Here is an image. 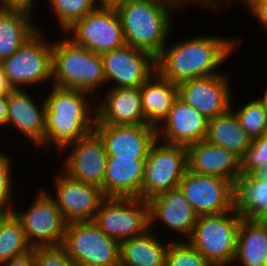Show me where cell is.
Returning <instances> with one entry per match:
<instances>
[{"label":"cell","mask_w":267,"mask_h":266,"mask_svg":"<svg viewBox=\"0 0 267 266\" xmlns=\"http://www.w3.org/2000/svg\"><path fill=\"white\" fill-rule=\"evenodd\" d=\"M222 36H193L171 45H165L156 57V71L172 83L215 75L218 69L241 43V40ZM234 50V51H233ZM220 70V71H219Z\"/></svg>","instance_id":"cell-1"},{"label":"cell","mask_w":267,"mask_h":266,"mask_svg":"<svg viewBox=\"0 0 267 266\" xmlns=\"http://www.w3.org/2000/svg\"><path fill=\"white\" fill-rule=\"evenodd\" d=\"M189 4V0H126L119 4L115 9L125 43L156 58L169 42L167 39L173 28L171 16L175 13L171 11L182 10Z\"/></svg>","instance_id":"cell-2"},{"label":"cell","mask_w":267,"mask_h":266,"mask_svg":"<svg viewBox=\"0 0 267 266\" xmlns=\"http://www.w3.org/2000/svg\"><path fill=\"white\" fill-rule=\"evenodd\" d=\"M51 87V91L44 96L46 103L44 141L36 149L49 150L50 147H55L60 151L68 143L94 130L96 104L91 103L90 94L87 92Z\"/></svg>","instance_id":"cell-3"},{"label":"cell","mask_w":267,"mask_h":266,"mask_svg":"<svg viewBox=\"0 0 267 266\" xmlns=\"http://www.w3.org/2000/svg\"><path fill=\"white\" fill-rule=\"evenodd\" d=\"M64 37L53 41L52 86L95 95L106 85L101 54L76 45L66 35Z\"/></svg>","instance_id":"cell-4"},{"label":"cell","mask_w":267,"mask_h":266,"mask_svg":"<svg viewBox=\"0 0 267 266\" xmlns=\"http://www.w3.org/2000/svg\"><path fill=\"white\" fill-rule=\"evenodd\" d=\"M242 218L236 208L219 214L198 216L187 241L212 266H233Z\"/></svg>","instance_id":"cell-5"},{"label":"cell","mask_w":267,"mask_h":266,"mask_svg":"<svg viewBox=\"0 0 267 266\" xmlns=\"http://www.w3.org/2000/svg\"><path fill=\"white\" fill-rule=\"evenodd\" d=\"M61 246L78 266H120V242L94 221L66 223Z\"/></svg>","instance_id":"cell-6"},{"label":"cell","mask_w":267,"mask_h":266,"mask_svg":"<svg viewBox=\"0 0 267 266\" xmlns=\"http://www.w3.org/2000/svg\"><path fill=\"white\" fill-rule=\"evenodd\" d=\"M40 30L39 28L16 52L1 62L12 89H26L30 85L37 87L46 81L49 84L52 82L53 41L42 38L43 32Z\"/></svg>","instance_id":"cell-7"},{"label":"cell","mask_w":267,"mask_h":266,"mask_svg":"<svg viewBox=\"0 0 267 266\" xmlns=\"http://www.w3.org/2000/svg\"><path fill=\"white\" fill-rule=\"evenodd\" d=\"M188 170L187 147L156 140L144 164L141 199L177 188Z\"/></svg>","instance_id":"cell-8"},{"label":"cell","mask_w":267,"mask_h":266,"mask_svg":"<svg viewBox=\"0 0 267 266\" xmlns=\"http://www.w3.org/2000/svg\"><path fill=\"white\" fill-rule=\"evenodd\" d=\"M94 222L110 238L119 242L149 230L147 200L131 197H105Z\"/></svg>","instance_id":"cell-9"},{"label":"cell","mask_w":267,"mask_h":266,"mask_svg":"<svg viewBox=\"0 0 267 266\" xmlns=\"http://www.w3.org/2000/svg\"><path fill=\"white\" fill-rule=\"evenodd\" d=\"M63 33L76 45L98 54L121 48L126 44L115 7L99 6Z\"/></svg>","instance_id":"cell-10"},{"label":"cell","mask_w":267,"mask_h":266,"mask_svg":"<svg viewBox=\"0 0 267 266\" xmlns=\"http://www.w3.org/2000/svg\"><path fill=\"white\" fill-rule=\"evenodd\" d=\"M26 210H12L21 221L28 243L35 247L61 246L66 222L49 191L40 188Z\"/></svg>","instance_id":"cell-11"},{"label":"cell","mask_w":267,"mask_h":266,"mask_svg":"<svg viewBox=\"0 0 267 266\" xmlns=\"http://www.w3.org/2000/svg\"><path fill=\"white\" fill-rule=\"evenodd\" d=\"M68 148H71L68 149ZM70 150L62 164L63 173L73 180L98 186L103 192L107 153L100 135L91 131L86 136L65 145L58 153Z\"/></svg>","instance_id":"cell-12"},{"label":"cell","mask_w":267,"mask_h":266,"mask_svg":"<svg viewBox=\"0 0 267 266\" xmlns=\"http://www.w3.org/2000/svg\"><path fill=\"white\" fill-rule=\"evenodd\" d=\"M101 59L109 88H140L156 72V58L151 53L127 44L102 53Z\"/></svg>","instance_id":"cell-13"},{"label":"cell","mask_w":267,"mask_h":266,"mask_svg":"<svg viewBox=\"0 0 267 266\" xmlns=\"http://www.w3.org/2000/svg\"><path fill=\"white\" fill-rule=\"evenodd\" d=\"M178 187L198 216L235 208V185L230 180L187 170Z\"/></svg>","instance_id":"cell-14"},{"label":"cell","mask_w":267,"mask_h":266,"mask_svg":"<svg viewBox=\"0 0 267 266\" xmlns=\"http://www.w3.org/2000/svg\"><path fill=\"white\" fill-rule=\"evenodd\" d=\"M227 72L188 79L177 84L178 97L208 120L225 114L233 99Z\"/></svg>","instance_id":"cell-15"},{"label":"cell","mask_w":267,"mask_h":266,"mask_svg":"<svg viewBox=\"0 0 267 266\" xmlns=\"http://www.w3.org/2000/svg\"><path fill=\"white\" fill-rule=\"evenodd\" d=\"M53 181L55 194L49 195L55 200L66 223L94 221L105 198L101 188L73 180L63 172L57 173Z\"/></svg>","instance_id":"cell-16"},{"label":"cell","mask_w":267,"mask_h":266,"mask_svg":"<svg viewBox=\"0 0 267 266\" xmlns=\"http://www.w3.org/2000/svg\"><path fill=\"white\" fill-rule=\"evenodd\" d=\"M94 130L105 144L108 156L146 159L157 140V128L143 125H108L95 121Z\"/></svg>","instance_id":"cell-17"},{"label":"cell","mask_w":267,"mask_h":266,"mask_svg":"<svg viewBox=\"0 0 267 266\" xmlns=\"http://www.w3.org/2000/svg\"><path fill=\"white\" fill-rule=\"evenodd\" d=\"M207 127L208 119L177 97L168 116L157 127V139L187 147L204 140Z\"/></svg>","instance_id":"cell-18"},{"label":"cell","mask_w":267,"mask_h":266,"mask_svg":"<svg viewBox=\"0 0 267 266\" xmlns=\"http://www.w3.org/2000/svg\"><path fill=\"white\" fill-rule=\"evenodd\" d=\"M25 89H12L8 93V111L5 127H14L26 137L36 149L45 136L46 103L35 102L37 96L27 94ZM32 97V98H31Z\"/></svg>","instance_id":"cell-19"},{"label":"cell","mask_w":267,"mask_h":266,"mask_svg":"<svg viewBox=\"0 0 267 266\" xmlns=\"http://www.w3.org/2000/svg\"><path fill=\"white\" fill-rule=\"evenodd\" d=\"M147 202L149 230H154V222L161 221V224L167 226V231L169 228L186 236L181 240H187L191 236L198 215L179 187L158 194Z\"/></svg>","instance_id":"cell-20"},{"label":"cell","mask_w":267,"mask_h":266,"mask_svg":"<svg viewBox=\"0 0 267 266\" xmlns=\"http://www.w3.org/2000/svg\"><path fill=\"white\" fill-rule=\"evenodd\" d=\"M188 170L230 180L234 185L242 177L241 158L234 152L201 140L187 146Z\"/></svg>","instance_id":"cell-21"},{"label":"cell","mask_w":267,"mask_h":266,"mask_svg":"<svg viewBox=\"0 0 267 266\" xmlns=\"http://www.w3.org/2000/svg\"><path fill=\"white\" fill-rule=\"evenodd\" d=\"M106 89L104 98L95 102L98 122L108 125L145 124L139 88Z\"/></svg>","instance_id":"cell-22"},{"label":"cell","mask_w":267,"mask_h":266,"mask_svg":"<svg viewBox=\"0 0 267 266\" xmlns=\"http://www.w3.org/2000/svg\"><path fill=\"white\" fill-rule=\"evenodd\" d=\"M145 160L107 156L104 196L141 198Z\"/></svg>","instance_id":"cell-23"},{"label":"cell","mask_w":267,"mask_h":266,"mask_svg":"<svg viewBox=\"0 0 267 266\" xmlns=\"http://www.w3.org/2000/svg\"><path fill=\"white\" fill-rule=\"evenodd\" d=\"M34 13L25 8L0 7V63L39 30L32 23Z\"/></svg>","instance_id":"cell-24"},{"label":"cell","mask_w":267,"mask_h":266,"mask_svg":"<svg viewBox=\"0 0 267 266\" xmlns=\"http://www.w3.org/2000/svg\"><path fill=\"white\" fill-rule=\"evenodd\" d=\"M145 124L156 128L168 116L174 100L178 97L177 84L154 72L139 88Z\"/></svg>","instance_id":"cell-25"},{"label":"cell","mask_w":267,"mask_h":266,"mask_svg":"<svg viewBox=\"0 0 267 266\" xmlns=\"http://www.w3.org/2000/svg\"><path fill=\"white\" fill-rule=\"evenodd\" d=\"M267 262V221L242 218L238 227L233 264L265 266Z\"/></svg>","instance_id":"cell-26"},{"label":"cell","mask_w":267,"mask_h":266,"mask_svg":"<svg viewBox=\"0 0 267 266\" xmlns=\"http://www.w3.org/2000/svg\"><path fill=\"white\" fill-rule=\"evenodd\" d=\"M162 240L148 230L143 235L120 242V266H165L169 242Z\"/></svg>","instance_id":"cell-27"},{"label":"cell","mask_w":267,"mask_h":266,"mask_svg":"<svg viewBox=\"0 0 267 266\" xmlns=\"http://www.w3.org/2000/svg\"><path fill=\"white\" fill-rule=\"evenodd\" d=\"M235 208L247 219H267V176H242L235 184Z\"/></svg>","instance_id":"cell-28"},{"label":"cell","mask_w":267,"mask_h":266,"mask_svg":"<svg viewBox=\"0 0 267 266\" xmlns=\"http://www.w3.org/2000/svg\"><path fill=\"white\" fill-rule=\"evenodd\" d=\"M205 140L234 152L240 158L245 155L252 143L231 109L208 120Z\"/></svg>","instance_id":"cell-29"},{"label":"cell","mask_w":267,"mask_h":266,"mask_svg":"<svg viewBox=\"0 0 267 266\" xmlns=\"http://www.w3.org/2000/svg\"><path fill=\"white\" fill-rule=\"evenodd\" d=\"M31 249L21 221L13 212H9L0 221V265Z\"/></svg>","instance_id":"cell-30"},{"label":"cell","mask_w":267,"mask_h":266,"mask_svg":"<svg viewBox=\"0 0 267 266\" xmlns=\"http://www.w3.org/2000/svg\"><path fill=\"white\" fill-rule=\"evenodd\" d=\"M233 104L235 103L231 100L230 109L237 116L241 127L251 140L261 137L267 132V111L257 98L244 104L237 111Z\"/></svg>","instance_id":"cell-31"},{"label":"cell","mask_w":267,"mask_h":266,"mask_svg":"<svg viewBox=\"0 0 267 266\" xmlns=\"http://www.w3.org/2000/svg\"><path fill=\"white\" fill-rule=\"evenodd\" d=\"M59 25L65 32L77 20L99 7L97 0H48Z\"/></svg>","instance_id":"cell-32"},{"label":"cell","mask_w":267,"mask_h":266,"mask_svg":"<svg viewBox=\"0 0 267 266\" xmlns=\"http://www.w3.org/2000/svg\"><path fill=\"white\" fill-rule=\"evenodd\" d=\"M169 239L165 266H212L187 240Z\"/></svg>","instance_id":"cell-33"},{"label":"cell","mask_w":267,"mask_h":266,"mask_svg":"<svg viewBox=\"0 0 267 266\" xmlns=\"http://www.w3.org/2000/svg\"><path fill=\"white\" fill-rule=\"evenodd\" d=\"M242 176L254 173L263 175L267 171V132L252 139L251 146L241 158Z\"/></svg>","instance_id":"cell-34"},{"label":"cell","mask_w":267,"mask_h":266,"mask_svg":"<svg viewBox=\"0 0 267 266\" xmlns=\"http://www.w3.org/2000/svg\"><path fill=\"white\" fill-rule=\"evenodd\" d=\"M8 153H4L0 150V209L12 212L16 206L13 205L15 195V187H13V171H12V157ZM13 193V194H12Z\"/></svg>","instance_id":"cell-35"},{"label":"cell","mask_w":267,"mask_h":266,"mask_svg":"<svg viewBox=\"0 0 267 266\" xmlns=\"http://www.w3.org/2000/svg\"><path fill=\"white\" fill-rule=\"evenodd\" d=\"M35 266H78L62 246L35 247Z\"/></svg>","instance_id":"cell-36"},{"label":"cell","mask_w":267,"mask_h":266,"mask_svg":"<svg viewBox=\"0 0 267 266\" xmlns=\"http://www.w3.org/2000/svg\"><path fill=\"white\" fill-rule=\"evenodd\" d=\"M244 2L247 12H250L252 16H255L258 24L267 30V0H240Z\"/></svg>","instance_id":"cell-37"},{"label":"cell","mask_w":267,"mask_h":266,"mask_svg":"<svg viewBox=\"0 0 267 266\" xmlns=\"http://www.w3.org/2000/svg\"><path fill=\"white\" fill-rule=\"evenodd\" d=\"M0 266H35V248L5 261Z\"/></svg>","instance_id":"cell-38"},{"label":"cell","mask_w":267,"mask_h":266,"mask_svg":"<svg viewBox=\"0 0 267 266\" xmlns=\"http://www.w3.org/2000/svg\"><path fill=\"white\" fill-rule=\"evenodd\" d=\"M36 0H0V7L25 8L34 11Z\"/></svg>","instance_id":"cell-39"},{"label":"cell","mask_w":267,"mask_h":266,"mask_svg":"<svg viewBox=\"0 0 267 266\" xmlns=\"http://www.w3.org/2000/svg\"><path fill=\"white\" fill-rule=\"evenodd\" d=\"M11 90L12 87L8 84L3 67L0 63V97H8V93Z\"/></svg>","instance_id":"cell-40"},{"label":"cell","mask_w":267,"mask_h":266,"mask_svg":"<svg viewBox=\"0 0 267 266\" xmlns=\"http://www.w3.org/2000/svg\"><path fill=\"white\" fill-rule=\"evenodd\" d=\"M8 111V97H0V128L6 125Z\"/></svg>","instance_id":"cell-41"},{"label":"cell","mask_w":267,"mask_h":266,"mask_svg":"<svg viewBox=\"0 0 267 266\" xmlns=\"http://www.w3.org/2000/svg\"><path fill=\"white\" fill-rule=\"evenodd\" d=\"M257 99L263 104V107L266 109L267 111V86L265 88L264 94L261 95V97H257Z\"/></svg>","instance_id":"cell-42"},{"label":"cell","mask_w":267,"mask_h":266,"mask_svg":"<svg viewBox=\"0 0 267 266\" xmlns=\"http://www.w3.org/2000/svg\"><path fill=\"white\" fill-rule=\"evenodd\" d=\"M9 212L0 209V221L8 214Z\"/></svg>","instance_id":"cell-43"}]
</instances>
